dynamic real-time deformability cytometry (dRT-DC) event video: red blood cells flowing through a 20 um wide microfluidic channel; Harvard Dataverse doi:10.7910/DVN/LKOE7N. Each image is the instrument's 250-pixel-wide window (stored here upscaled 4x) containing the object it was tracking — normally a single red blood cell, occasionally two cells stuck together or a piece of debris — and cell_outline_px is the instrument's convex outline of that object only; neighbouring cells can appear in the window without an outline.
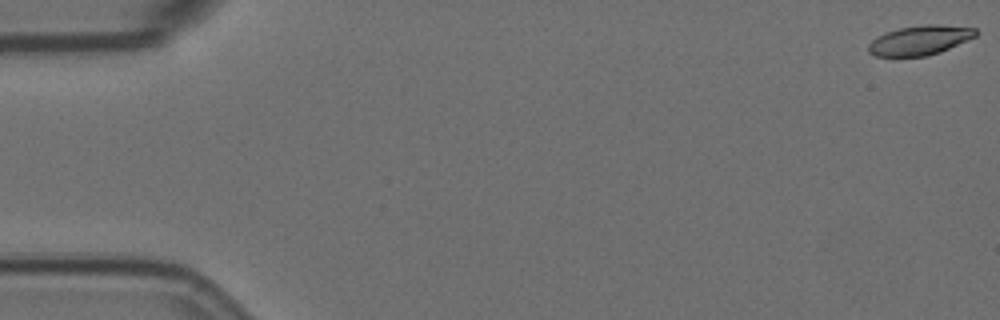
{"species": "Egyptian fruit bat (a non-hibernating species)", "species_latin": "Rousettus aegyptiacus", "temperature_condition": "room temperature", "stored_images_in_passage": 58, "camera_frame_rate_fps": 3000, "um_per_image_px": 0.085, "animal": {"sex": "female"}, "frame": {"image": 1, "passage_image": 1, "time_ms": 0.0, "image_size_px": [1000, 320], "cell_outline_px": [[980, 32], [976, 36], [940, 52], [924, 56], [876, 56], [868, 52], [868, 44], [876, 36], [884, 32], [900, 28], [928, 24], [936, 24], [976, 28]], "centroid_in_image_um": [78.18, 3.41], "position_along_channel_um": 6.8, "area_um2": 18.44}}
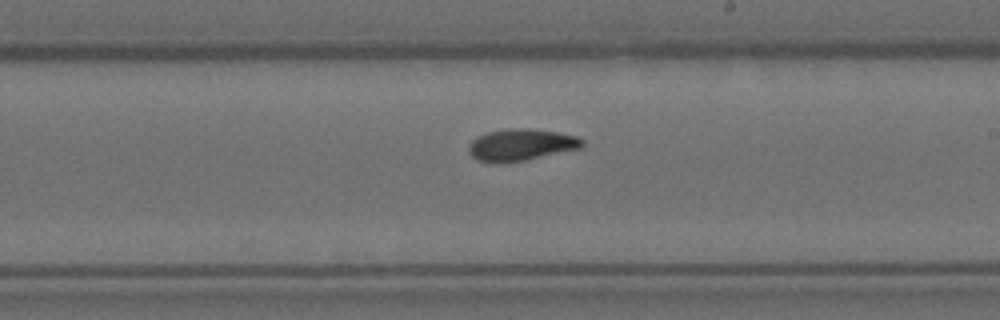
{"frame": {"image": 2, "passage_image": 34, "time_ms": 11.0, "image_size_px": [1000, 320], "cell_outline_px": [[584, 144], [580, 148], [524, 160], [500, 164], [496, 164], [476, 160], [468, 152], [468, 144], [476, 136], [488, 132], [508, 128], [528, 128], [556, 132], [576, 136], [584, 140]], "centroid_in_image_um": [44.22, 12.31], "position_along_channel_um": 244.8, "area_um2": 21.15}}
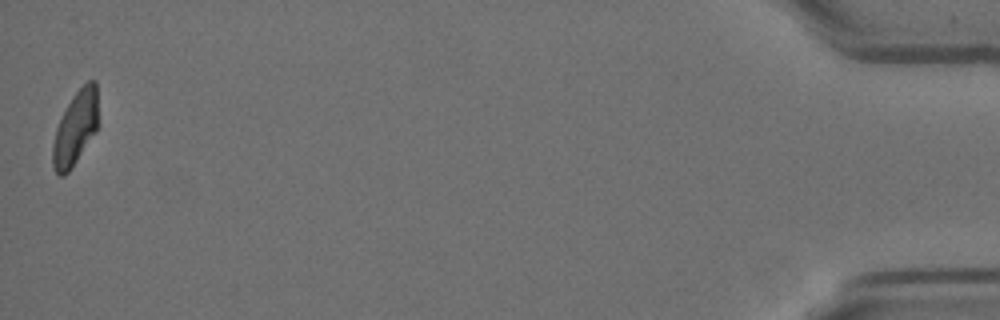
{"frame": {"image": 3, "passage_image": 58, "time_ms": 19.0, "image_size_px": [1000, 320], "cell_outline_px": [[100, 124], [96, 132], [68, 172], [64, 176], [60, 176], [52, 168], [52, 144], [56, 128], [72, 96], [88, 80], [96, 80]], "centroid_in_image_um": [6.44, 10.87], "position_along_channel_um": 428.8, "area_um2": 19.88}, "authors_computed_cell_mechanics": {"area_um2": 20.0855, "velocity_mm_per_s": 3.5055, "shape_relaxation_time_tau1_ms": 9.4014, "shape_relaxation_time_tau2_ms": 2.6232, "deformation_change_tau1": 0.211, "deformation_change_tau2": 0.079}}